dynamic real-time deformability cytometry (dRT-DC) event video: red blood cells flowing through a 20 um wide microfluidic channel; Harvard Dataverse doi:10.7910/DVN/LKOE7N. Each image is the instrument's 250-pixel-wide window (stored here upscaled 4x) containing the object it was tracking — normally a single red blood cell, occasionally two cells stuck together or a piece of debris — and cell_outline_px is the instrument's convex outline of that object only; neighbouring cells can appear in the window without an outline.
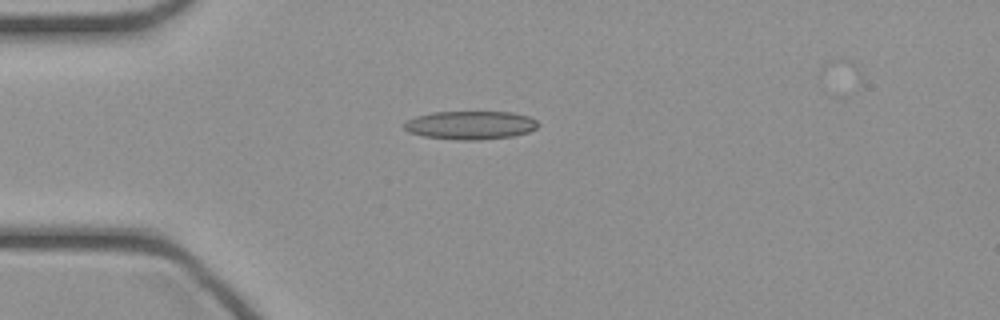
{"species": "common noctule bat (a hibernating species)", "species_latin": "Nyctalus noctula", "temperature_condition": "cold", "stored_images_in_passage": 35, "camera_frame_rate_fps": 3000, "um_per_image_px": 0.085, "animal": {"sex": "female", "body_mass_g": 21.9}, "frame": {"image": 1, "passage_image": 1, "time_ms": 0.0, "image_size_px": [1000, 320], "cell_outline_px": [[540, 124], [536, 128], [528, 132], [512, 136], [480, 140], [456, 140], [424, 136], [408, 132], [404, 128], [404, 124], [408, 120], [416, 116], [432, 112], [512, 112], [528, 116], [536, 120]], "centroid_in_image_um": [39.99, 10.64], "position_along_channel_um": 45.0, "area_um2": 22.2}}
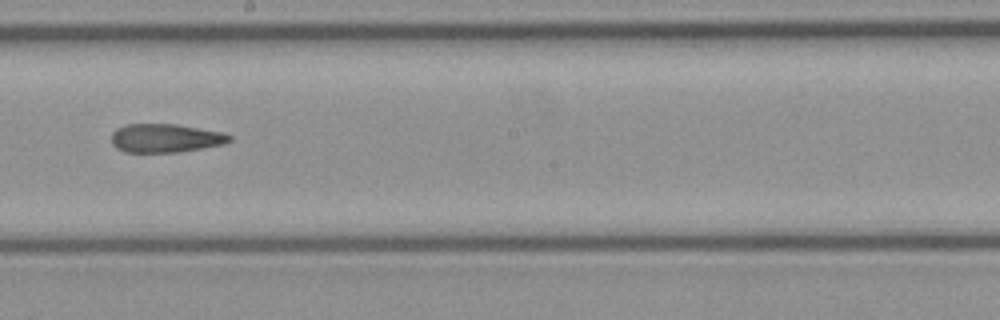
{"frame": {"image": 2, "passage_image": 15, "time_ms": 4.667, "image_size_px": [1000, 320], "cell_outline_px": [[232, 140], [224, 144], [204, 148], [180, 152], [124, 152], [116, 148], [112, 144], [112, 132], [116, 128], [128, 124], [176, 124], [224, 132], [232, 136]], "centroid_in_image_um": [14.08, 11.74], "position_along_channel_um": 234.1, "area_um2": 19.88}}
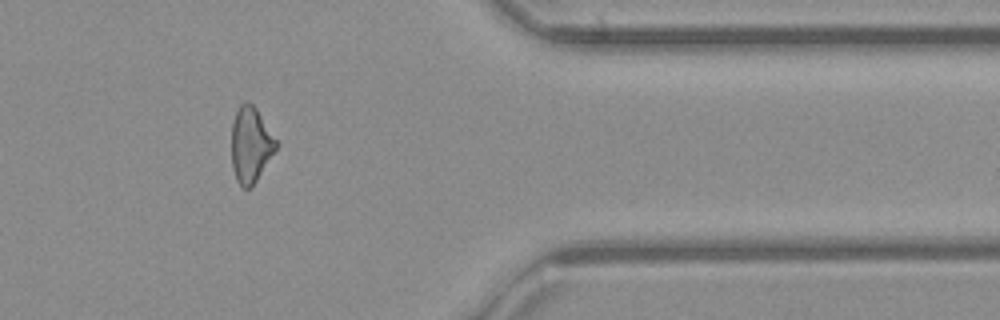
{"frame": {"image": 3, "passage_image": 27, "time_ms": 8.667, "image_size_px": [1000, 320], "cell_outline_px": [[280, 144], [252, 188], [244, 188], [236, 180], [232, 168], [232, 124], [236, 112], [240, 104], [244, 100], [248, 100], [256, 108]], "centroid_in_image_um": [21.33, 12.3], "position_along_channel_um": 390.1, "area_um2": 19.88}}